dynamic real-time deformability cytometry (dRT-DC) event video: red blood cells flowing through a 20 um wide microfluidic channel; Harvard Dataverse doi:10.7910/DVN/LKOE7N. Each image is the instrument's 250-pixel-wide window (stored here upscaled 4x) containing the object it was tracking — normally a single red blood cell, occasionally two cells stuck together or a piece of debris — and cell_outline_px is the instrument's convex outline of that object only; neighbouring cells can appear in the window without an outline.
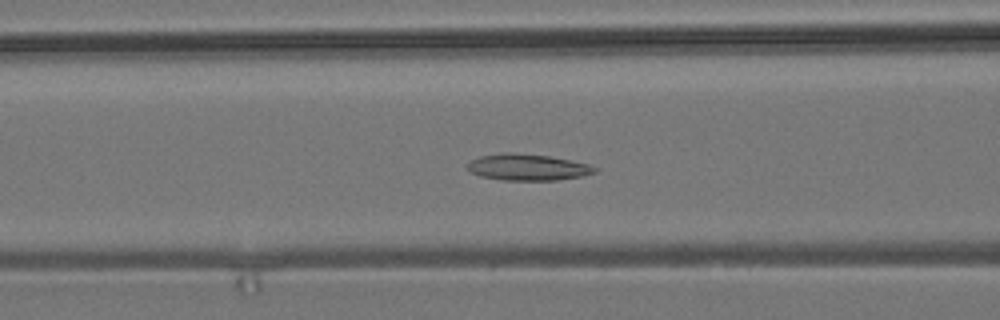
{"species": "common noctule bat (a hibernating species)", "species_latin": "Nyctalus noctula", "temperature_condition": "room temperature", "stored_images_in_passage": 55, "camera_frame_rate_fps": 3000, "um_per_image_px": 0.085, "animal": {"sex": "male", "body_mass_g": 19.2, "forearm_length_mm": 51.8}, "frame": {"image": 1, "passage_image": 22, "time_ms": 7.0, "image_size_px": [1000, 320], "cell_outline_px": [[600, 168], [596, 172], [580, 176], [556, 180], [504, 180], [480, 176], [468, 172], [468, 164], [472, 160], [480, 156], [504, 152], [512, 152], [548, 156], [588, 164]], "centroid_in_image_um": [44.83, 14.21], "position_along_channel_um": 121.8, "area_um2": 19.48}}
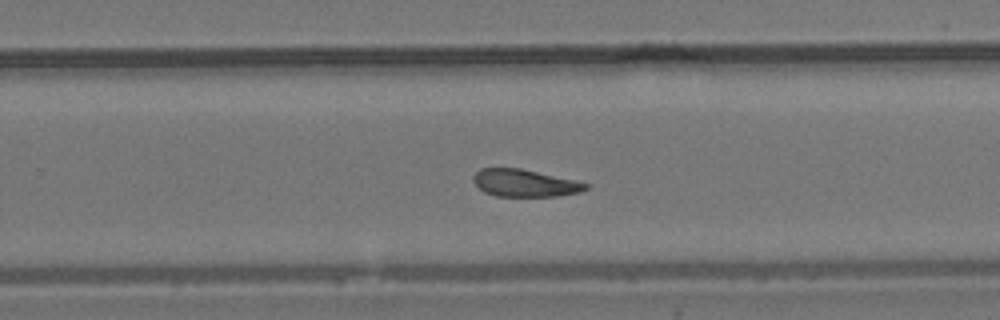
{"frame": {"image": 2, "passage_image": 35, "time_ms": 11.333, "image_size_px": [1000, 320], "cell_outline_px": [[588, 188], [580, 192], [560, 196], [496, 196], [484, 192], [472, 180], [472, 176], [480, 168], [520, 168], [572, 180], [588, 184]], "centroid_in_image_um": [44.56, 15.56], "position_along_channel_um": 285.2, "area_um2": 17.69}}
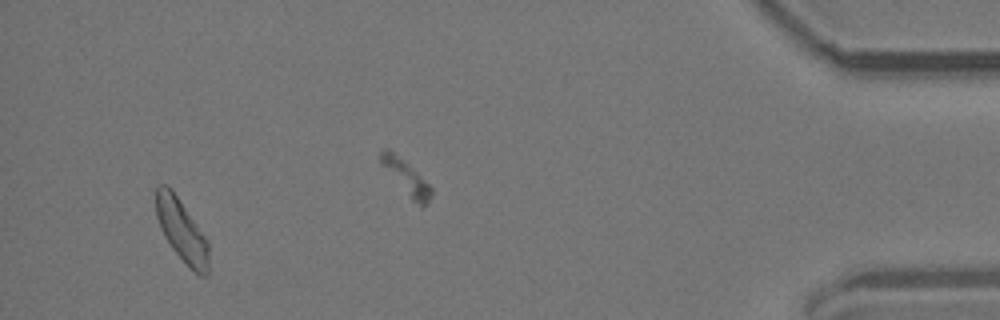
{"frame": {"image": 3, "passage_image": 52, "time_ms": 17.0, "image_size_px": [1000, 320], "cell_outline_px": [[208, 276], [200, 276], [172, 248], [164, 236], [160, 228], [156, 216], [156, 184], [168, 184], [172, 188], [208, 240]], "centroid_in_image_um": [15.43, 19.53], "position_along_channel_um": 419.8, "area_um2": 19.07}, "authors_computed_cell_mechanics": {"area_um2": 19.4208, "velocity_mm_per_s": 3.7915, "shape_relaxation_time_tau1_ms": null, "shape_relaxation_time_tau2_ms": 2.4062, "deformation_change_tau1": null, "deformation_change_tau2": 0.1078}}